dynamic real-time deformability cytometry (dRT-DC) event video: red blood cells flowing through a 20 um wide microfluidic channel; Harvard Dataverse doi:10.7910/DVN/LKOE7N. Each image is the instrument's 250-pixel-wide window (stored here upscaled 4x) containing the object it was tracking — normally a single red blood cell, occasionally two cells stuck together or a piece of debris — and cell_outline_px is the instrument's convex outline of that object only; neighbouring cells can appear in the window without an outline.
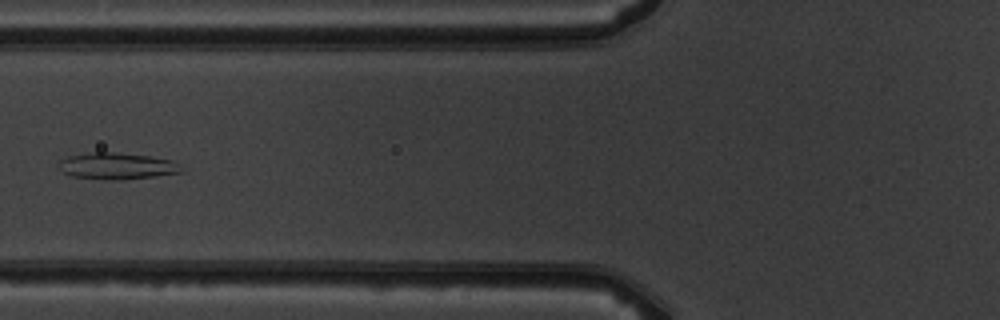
{"species": "common noctule bat (a hibernating species)", "species_latin": "Nyctalus noctula", "temperature_condition": "warm", "stored_images_in_passage": 7, "camera_frame_rate_fps": 3000, "um_per_image_px": 0.085, "animal": {"sex": "male", "body_mass_g": 19.5, "forearm_length_mm": 54.6}, "frame": {"image": 1, "passage_image": 7, "time_ms": 6.667, "image_size_px": [1000, 320], "cell_outline_px": [[184, 172], [152, 176], [116, 180], [112, 180], [72, 176], [64, 172], [60, 160], [68, 156], [92, 152], [116, 152], [148, 156], [172, 160]], "centroid_in_image_um": [9.95, 14.1], "position_along_channel_um": 115.9, "area_um2": 18.44}}